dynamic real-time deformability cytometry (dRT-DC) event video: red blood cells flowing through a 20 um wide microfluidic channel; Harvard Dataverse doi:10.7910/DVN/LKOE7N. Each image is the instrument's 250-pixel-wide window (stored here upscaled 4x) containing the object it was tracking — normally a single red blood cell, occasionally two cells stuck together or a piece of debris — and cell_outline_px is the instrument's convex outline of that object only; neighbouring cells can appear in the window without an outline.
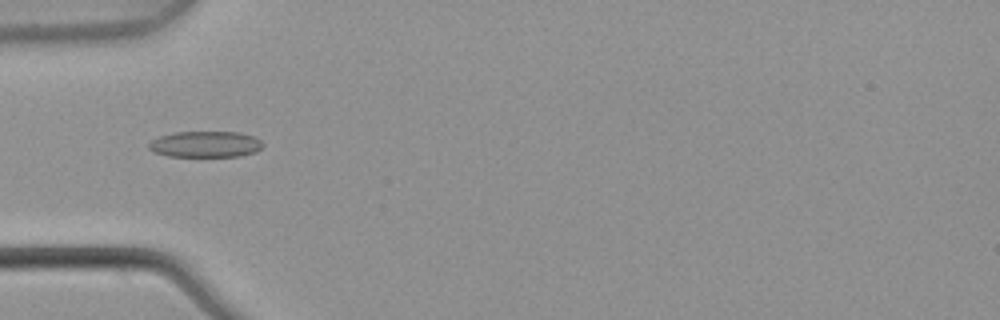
{"species": "common noctule bat (a hibernating species)", "species_latin": "Nyctalus noctula", "temperature_condition": "warm", "stored_images_in_passage": 6, "camera_frame_rate_fps": 3000, "um_per_image_px": 0.085, "animal": {"sex": "male", "body_mass_g": 21.5, "forearm_length_mm": 52.0}, "frame": {"image": 1, "passage_image": 4, "time_ms": 1.0, "image_size_px": [1000, 320], "cell_outline_px": [[264, 144], [256, 152], [240, 156], [168, 156], [152, 152], [148, 148], [148, 144], [152, 140], [160, 136], [176, 132], [240, 132], [252, 136], [260, 140]], "centroid_in_image_um": [17.45, 12.26], "position_along_channel_um": 67.6, "area_um2": 17.34}}
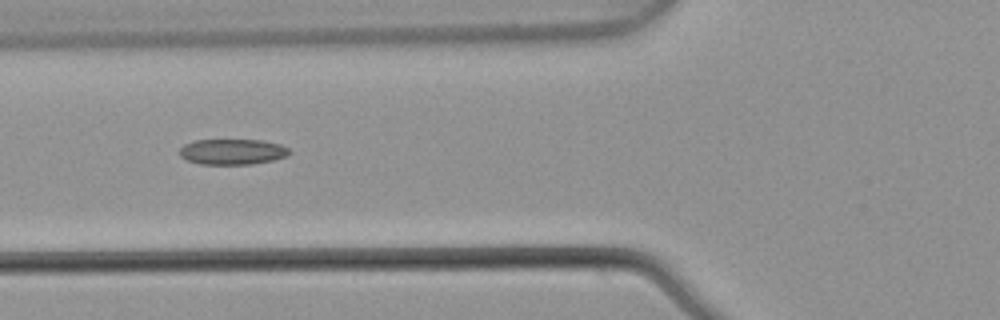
{"frame": {"image": 2, "passage_image": 5, "time_ms": 1.333, "image_size_px": [1000, 320], "cell_outline_px": [[292, 152], [284, 156], [272, 160], [252, 164], [200, 164], [188, 160], [180, 156], [180, 148], [184, 144], [192, 140], [264, 140], [280, 144], [288, 148]], "centroid_in_image_um": [19.74, 12.89], "position_along_channel_um": 106.1, "area_um2": 16.36}}
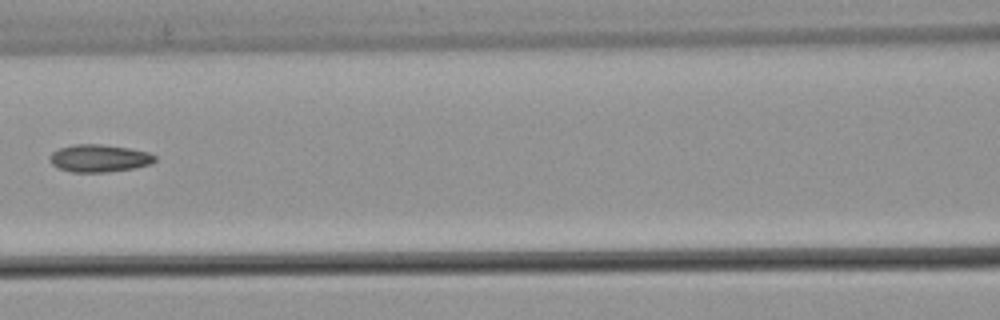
{"frame": {"image": 3, "passage_image": 6, "time_ms": 1.667, "image_size_px": [1000, 320], "cell_outline_px": [[156, 160], [152, 164], [132, 168], [104, 172], [72, 172], [60, 168], [52, 164], [48, 160], [48, 156], [52, 152], [60, 148], [72, 144], [100, 144], [128, 148], [148, 152], [156, 156]], "centroid_in_image_um": [8.41, 13.44], "position_along_channel_um": 158.2, "area_um2": 16.82}}